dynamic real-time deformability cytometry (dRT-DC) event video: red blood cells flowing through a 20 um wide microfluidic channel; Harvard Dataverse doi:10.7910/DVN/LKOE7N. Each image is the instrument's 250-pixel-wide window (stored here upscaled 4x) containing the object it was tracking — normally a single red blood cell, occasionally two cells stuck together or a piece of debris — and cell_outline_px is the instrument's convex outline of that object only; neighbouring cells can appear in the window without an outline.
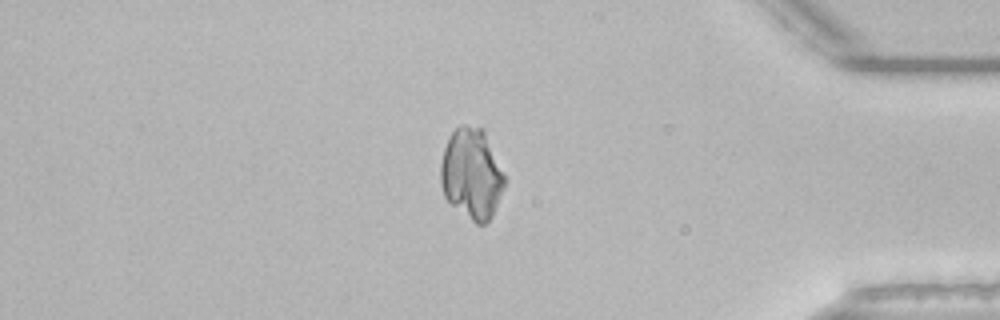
{"species": "common noctule bat (a hibernating species)", "species_latin": "Nyctalus noctula", "temperature_condition": "room temperature", "stored_images_in_passage": 40, "camera_frame_rate_fps": 3000, "um_per_image_px": 0.085, "animal": {"sex": "male", "body_mass_g": 21.5, "forearm_length_mm": 52.0}, "frame": {"image": 1, "passage_image": 32, "time_ms": 10.333, "image_size_px": [1000, 320], "cell_outline_px": [[504, 188], [492, 216], [484, 224], [476, 224], [452, 204], [444, 196], [440, 184], [440, 164], [444, 148], [448, 136], [460, 124], [464, 124], [484, 128], [504, 176]], "centroid_in_image_um": [40.06, 14.74], "position_along_channel_um": 395.1, "area_um2": 33.7}}